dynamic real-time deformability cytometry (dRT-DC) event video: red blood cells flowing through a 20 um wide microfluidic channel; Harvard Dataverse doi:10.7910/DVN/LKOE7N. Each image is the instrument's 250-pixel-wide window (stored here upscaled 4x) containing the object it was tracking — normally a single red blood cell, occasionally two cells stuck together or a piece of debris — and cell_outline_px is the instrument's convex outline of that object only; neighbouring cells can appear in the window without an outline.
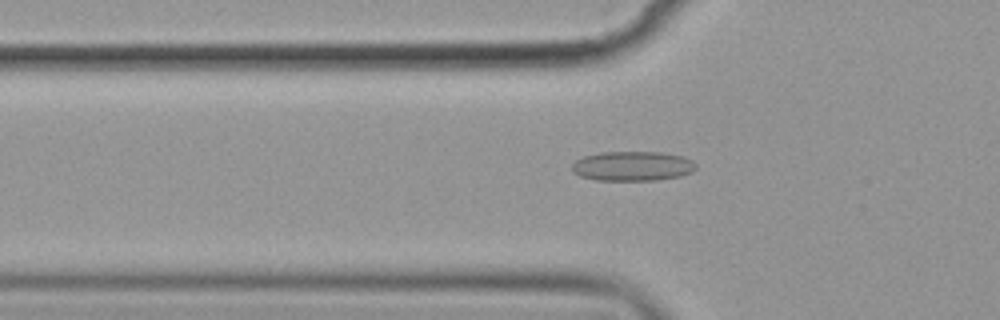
{"species": "common noctule bat (a hibernating species)", "species_latin": "Nyctalus noctula", "temperature_condition": "cold", "stored_images_in_passage": 56, "camera_frame_rate_fps": 3000, "um_per_image_px": 0.085, "animal": {"sex": "female", "body_mass_g": 19.9}, "frame": {"image": 1, "passage_image": 19, "time_ms": 6.0, "image_size_px": [1000, 320], "cell_outline_px": [[696, 168], [692, 172], [680, 176], [656, 180], [596, 180], [580, 176], [572, 172], [572, 164], [576, 160], [584, 156], [600, 152], [660, 152], [684, 156], [692, 160], [696, 164]], "centroid_in_image_um": [53.77, 14.11], "position_along_channel_um": 72.0, "area_um2": 21.5}}
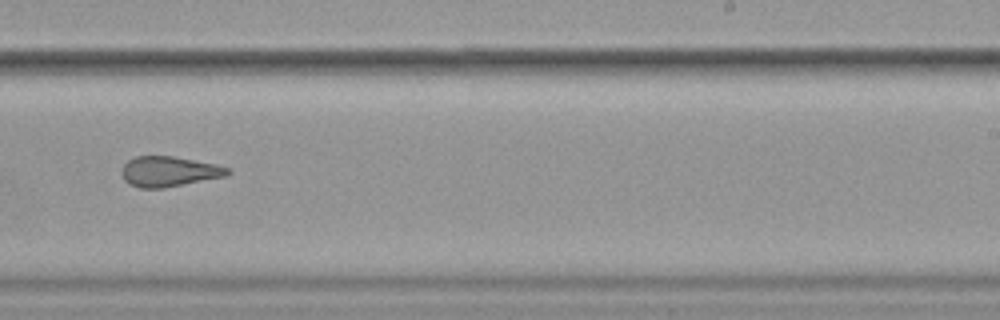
{"frame": {"image": 2, "passage_image": 36, "time_ms": 11.667, "image_size_px": [1000, 320], "cell_outline_px": [[232, 172], [228, 176], [164, 188], [140, 188], [124, 180], [120, 172], [124, 164], [128, 160], [136, 156], [172, 156], [216, 164], [228, 168]], "centroid_in_image_um": [14.38, 14.58], "position_along_channel_um": 274.6, "area_um2": 18.73}}
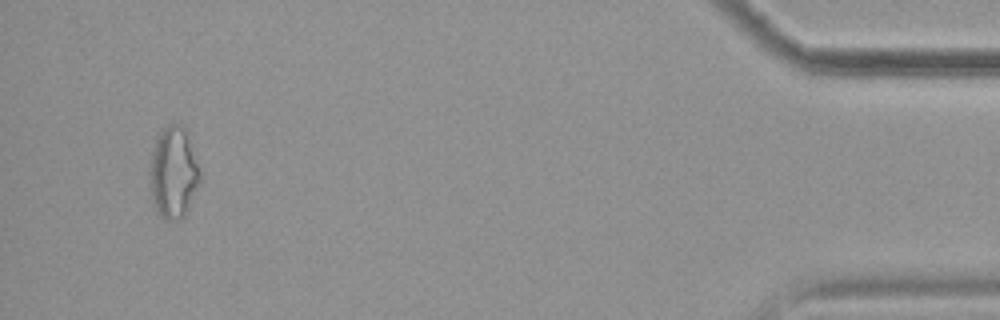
{"frame": {"image": 3, "passage_image": 54, "time_ms": 17.667, "image_size_px": [1000, 320], "cell_outline_px": [[200, 180], [188, 208], [184, 216], [180, 220], [168, 220], [160, 216], [156, 208], [148, 184], [148, 168], [156, 136], [168, 124], [184, 124], [188, 132], [200, 168]], "centroid_in_image_um": [14.73, 14.63], "position_along_channel_um": 420.5, "area_um2": 27.28}, "authors_computed_cell_mechanics": {"area_um2": 21.0392, "velocity_mm_per_s": 3.578, "shape_relaxation_time_tau1_ms": null, "shape_relaxation_time_tau2_ms": 3.0976, "deformation_change_tau1": null, "deformation_change_tau2": 0.1017}}